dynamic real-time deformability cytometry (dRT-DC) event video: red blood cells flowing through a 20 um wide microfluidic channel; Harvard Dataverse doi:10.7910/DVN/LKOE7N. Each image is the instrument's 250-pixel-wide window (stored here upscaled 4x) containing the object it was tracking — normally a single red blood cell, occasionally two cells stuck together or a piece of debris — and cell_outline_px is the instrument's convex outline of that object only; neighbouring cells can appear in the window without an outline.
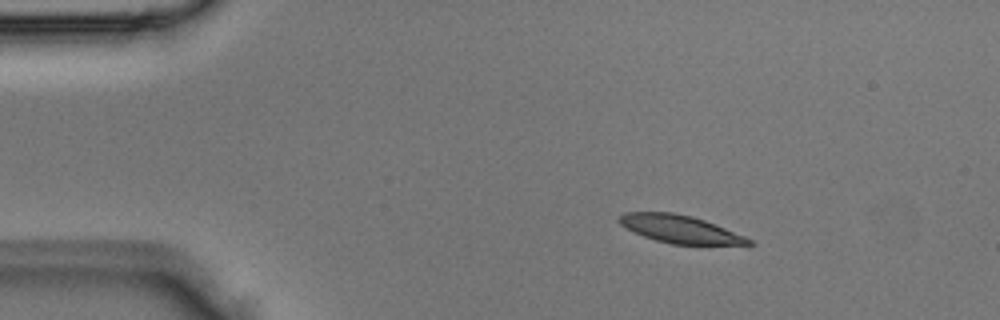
{"species": "Egyptian fruit bat (a non-hibernating species)", "species_latin": "Rousettus aegyptiacus", "temperature_condition": "room temperature", "stored_images_in_passage": 3, "camera_frame_rate_fps": 3000, "um_per_image_px": 0.085, "animal": {"sex": "male"}, "frame": {"image": 1, "passage_image": 2, "time_ms": 0.333, "image_size_px": [1000, 320], "cell_outline_px": [[756, 244], [672, 244], [656, 240], [644, 236], [620, 224], [616, 220], [616, 216], [624, 212], [672, 212], [692, 216], [704, 220], [744, 236], [752, 240]], "centroid_in_image_um": [57.74, 19.45], "position_along_channel_um": 27.3, "area_um2": 20.63}}